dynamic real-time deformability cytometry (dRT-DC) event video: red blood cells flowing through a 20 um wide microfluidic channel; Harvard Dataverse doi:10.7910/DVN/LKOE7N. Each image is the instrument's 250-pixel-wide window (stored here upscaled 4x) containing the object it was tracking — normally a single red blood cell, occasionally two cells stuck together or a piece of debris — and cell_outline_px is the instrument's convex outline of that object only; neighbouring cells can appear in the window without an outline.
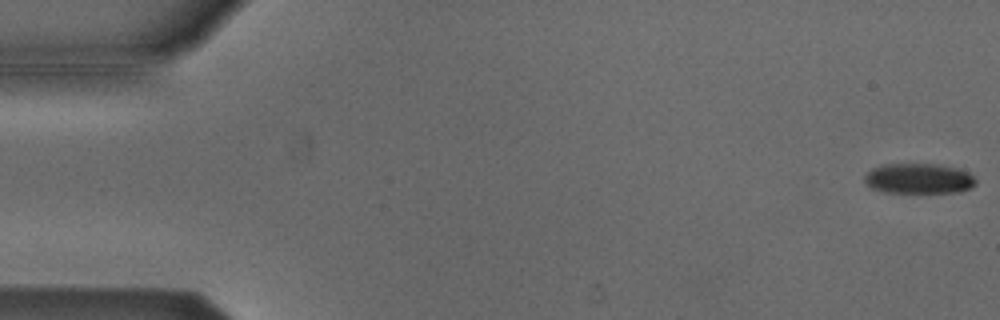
{"species": "Egyptian fruit bat (a non-hibernating species)", "species_latin": "Rousettus aegyptiacus", "temperature_condition": "cold", "stored_images_in_passage": 41, "camera_frame_rate_fps": 3000, "um_per_image_px": 0.085, "animal": {"sex": "male"}, "frame": {"image": 1, "passage_image": 1, "time_ms": 0.0, "image_size_px": [1000, 320], "cell_outline_px": [[976, 184], [960, 192], [884, 192], [872, 188], [864, 180], [864, 176], [872, 168], [884, 164], [936, 164], [956, 168], [968, 172], [976, 180]], "centroid_in_image_um": [78.08, 15.17], "position_along_channel_um": 6.9, "area_um2": 19.42}}
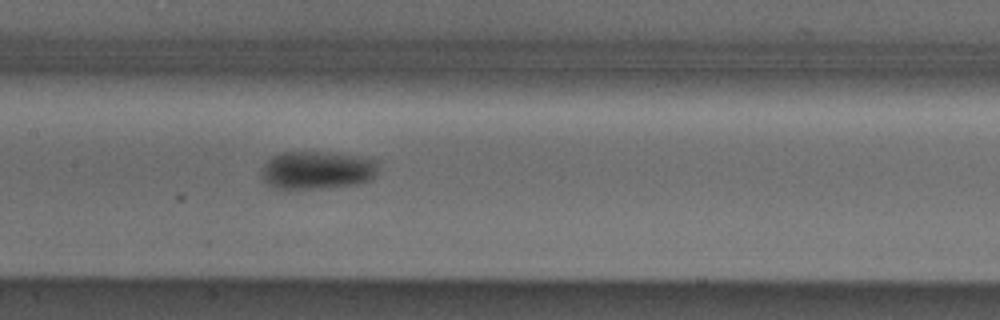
{"frame": {"image": 2, "passage_image": 26, "time_ms": 8.333, "image_size_px": [1000, 320], "cell_outline_px": [[376, 176], [372, 180], [360, 184], [324, 188], [276, 188], [268, 184], [260, 176], [260, 168], [272, 156], [280, 152], [316, 152], [356, 156], [376, 160]], "centroid_in_image_um": [26.92, 14.47], "position_along_channel_um": 180.5, "area_um2": 25.84}}
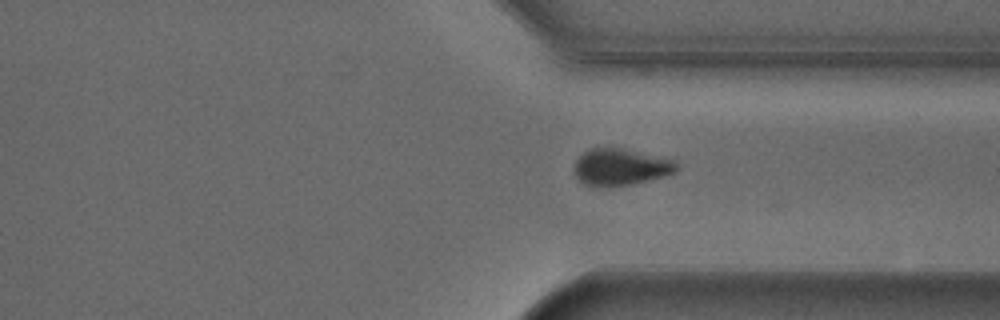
{"frame": {"image": 3, "passage_image": 40, "time_ms": 13.0, "image_size_px": [1000, 320], "cell_outline_px": [[680, 168], [676, 172], [628, 184], [608, 188], [584, 184], [576, 176], [576, 160], [584, 152], [592, 148], [620, 148], [676, 160]], "centroid_in_image_um": [52.76, 14.2], "position_along_channel_um": 358.6, "area_um2": 21.5}}